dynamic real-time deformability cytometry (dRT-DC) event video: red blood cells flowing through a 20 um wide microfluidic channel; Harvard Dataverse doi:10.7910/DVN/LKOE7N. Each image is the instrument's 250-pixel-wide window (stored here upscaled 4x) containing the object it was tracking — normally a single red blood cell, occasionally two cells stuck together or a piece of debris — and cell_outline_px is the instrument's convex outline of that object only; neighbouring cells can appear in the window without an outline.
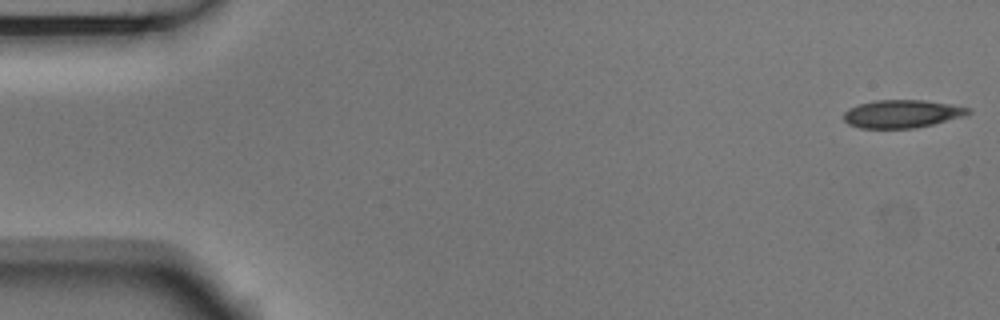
{"species": "Egyptian fruit bat (a non-hibernating species)", "species_latin": "Rousettus aegyptiacus", "temperature_condition": "room temperature", "stored_images_in_passage": 4, "camera_frame_rate_fps": 3000, "um_per_image_px": 0.085, "animal": {"sex": "male"}, "frame": {"image": 1, "passage_image": 1, "time_ms": 0.0, "image_size_px": [1000, 320], "cell_outline_px": [[972, 112], [968, 116], [916, 128], [860, 128], [848, 124], [844, 120], [844, 112], [848, 108], [860, 104], [876, 100], [924, 100], [952, 104], [972, 108]], "centroid_in_image_um": [76.74, 9.67], "position_along_channel_um": 8.3, "area_um2": 20.58}}
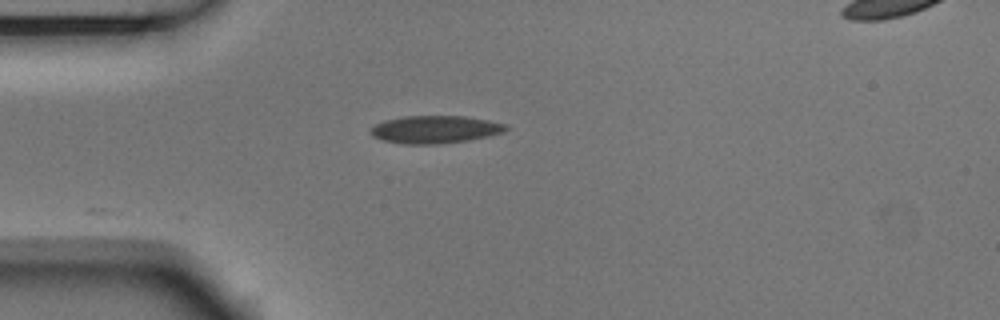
{"frame": {"image": 2, "passage_image": 4, "time_ms": 1.0, "image_size_px": [1000, 320], "cell_outline_px": [[508, 128], [504, 132], [488, 136], [468, 140], [436, 144], [404, 144], [384, 140], [372, 136], [368, 132], [376, 124], [384, 120], [404, 116], [464, 116], [488, 120], [504, 124]], "centroid_in_image_um": [36.96, 11.0], "position_along_channel_um": 48.0, "area_um2": 21.68}}